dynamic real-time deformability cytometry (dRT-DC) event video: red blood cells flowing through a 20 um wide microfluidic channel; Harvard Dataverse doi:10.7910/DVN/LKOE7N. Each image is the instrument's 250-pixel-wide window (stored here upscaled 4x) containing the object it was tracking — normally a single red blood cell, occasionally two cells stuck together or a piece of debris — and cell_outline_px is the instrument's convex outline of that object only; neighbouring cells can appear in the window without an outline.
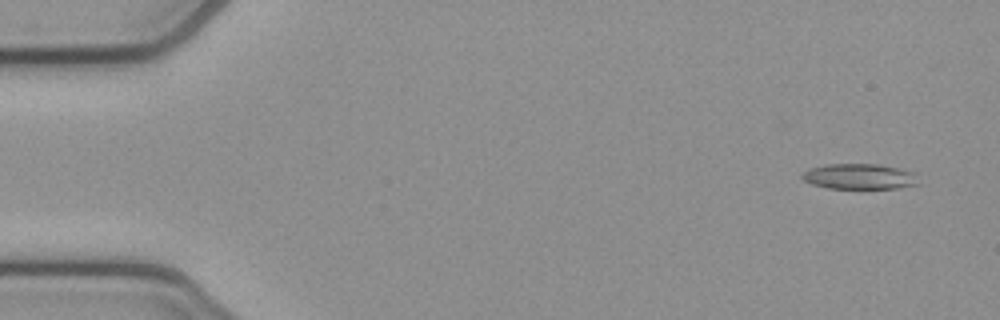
{"species": "common noctule bat (a hibernating species)", "species_latin": "Nyctalus noctula", "temperature_condition": "cold", "stored_images_in_passage": 52, "segment_of_instrument_passage": [1, 2], "camera_frame_rate_fps": 3000, "um_per_image_px": 0.085, "animal": {"sex": "female", "body_mass_g": 21.9}, "frame": {"image": 1, "passage_image": 3, "time_ms": 0.667, "image_size_px": [1000, 320], "cell_outline_px": [[920, 184], [896, 188], [828, 188], [812, 184], [804, 180], [800, 176], [808, 168], [824, 164], [880, 164], [900, 168], [916, 172]], "centroid_in_image_um": [73.08, 14.99], "position_along_channel_um": 11.9, "area_um2": 17.51}}
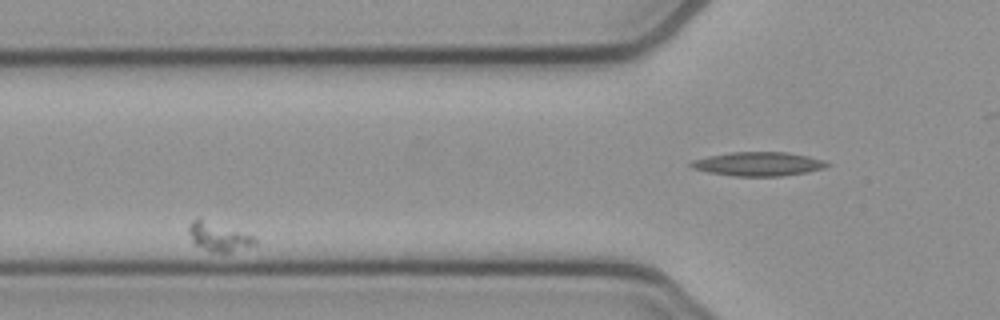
{"frame": {"image": 2, "passage_image": 16, "time_ms": 5.0, "image_size_px": [1000, 320], "cell_outline_px": [[256, 244], [228, 252], [212, 252], [196, 244], [192, 240], [188, 232], [188, 228], [192, 220], [196, 216], [200, 216], [252, 236], [256, 240]], "centroid_in_image_um": [18.51, 20.07], "position_along_channel_um": 107.3, "area_um2": 10.98}}